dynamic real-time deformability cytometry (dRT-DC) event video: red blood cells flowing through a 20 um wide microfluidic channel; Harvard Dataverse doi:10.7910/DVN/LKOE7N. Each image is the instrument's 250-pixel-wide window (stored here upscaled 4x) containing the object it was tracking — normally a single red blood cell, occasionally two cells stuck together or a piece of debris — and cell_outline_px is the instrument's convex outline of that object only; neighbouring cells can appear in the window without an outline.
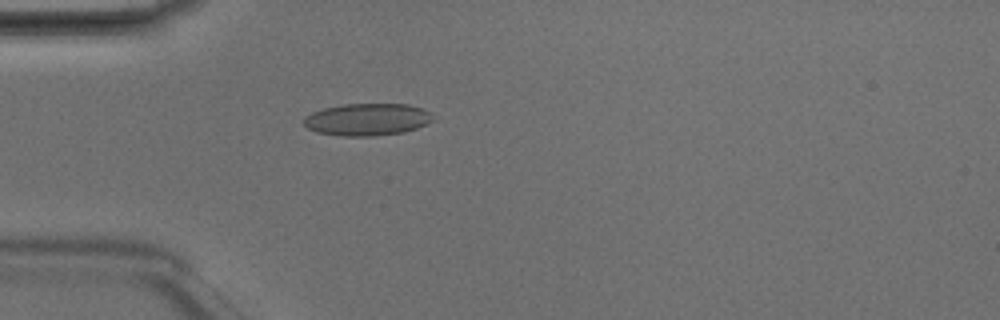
{"species": "Egyptian fruit bat (a non-hibernating species)", "species_latin": "Rousettus aegyptiacus", "temperature_condition": "room temperature", "stored_images_in_passage": 3, "camera_frame_rate_fps": 3000, "um_per_image_px": 0.085, "animal": {"sex": "male"}, "frame": {"image": 1, "passage_image": 3, "time_ms": 0.667, "image_size_px": [1000, 320], "cell_outline_px": [[436, 120], [416, 128], [404, 132], [376, 136], [340, 136], [316, 132], [308, 128], [304, 124], [304, 116], [312, 112], [324, 108], [344, 104], [408, 104], [432, 112]], "centroid_in_image_um": [31.24, 10.16], "position_along_channel_um": 53.8, "area_um2": 24.45}}